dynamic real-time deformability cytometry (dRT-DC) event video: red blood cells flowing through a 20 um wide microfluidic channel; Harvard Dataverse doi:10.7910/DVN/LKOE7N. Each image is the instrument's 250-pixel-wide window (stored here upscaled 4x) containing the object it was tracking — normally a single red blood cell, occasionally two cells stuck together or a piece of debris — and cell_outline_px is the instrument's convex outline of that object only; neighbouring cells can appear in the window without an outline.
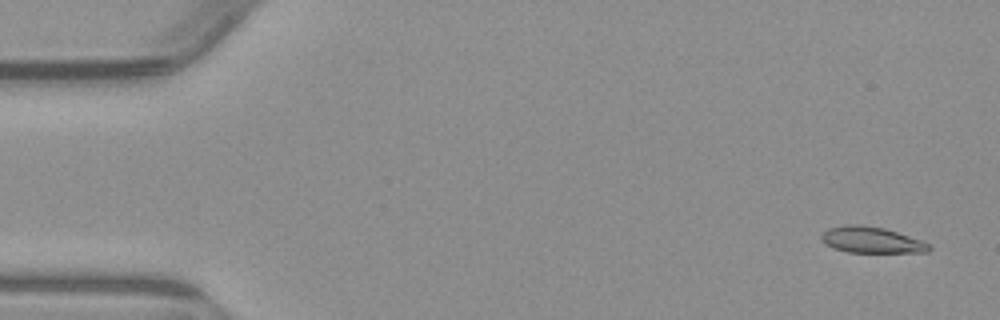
{"species": "common noctule bat (a hibernating species)", "species_latin": "Nyctalus noctula", "temperature_condition": "warm", "stored_images_in_passage": 4, "camera_frame_rate_fps": 3000, "um_per_image_px": 0.085, "animal": {"sex": "male", "body_mass_g": 23.1, "forearm_length_mm": 52.7}, "frame": {"image": 1, "passage_image": 1, "time_ms": 0.0, "image_size_px": [1000, 320], "cell_outline_px": [[932, 248], [928, 252], [848, 252], [836, 248], [828, 244], [820, 236], [828, 228], [848, 224], [860, 224], [884, 228], [920, 240], [928, 244]], "centroid_in_image_um": [74.09, 20.39], "position_along_channel_um": 10.9, "area_um2": 16.01}}
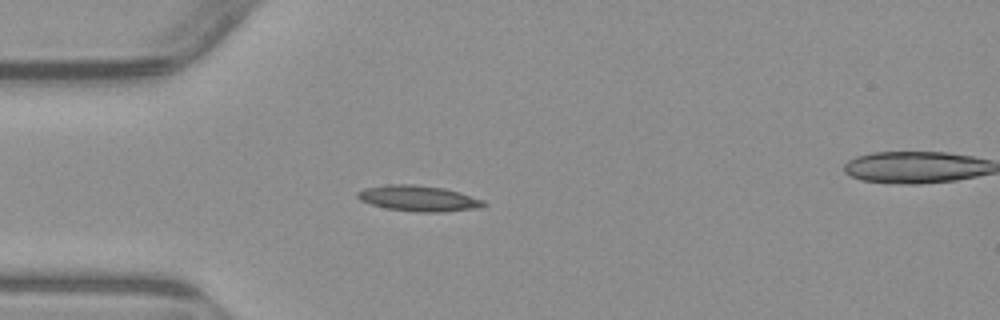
{"frame": {"image": 2, "passage_image": 3, "time_ms": 4.0, "image_size_px": [1000, 320], "cell_outline_px": [[488, 204], [480, 208], [440, 212], [416, 212], [388, 208], [372, 204], [360, 200], [356, 196], [356, 192], [364, 188], [388, 184], [412, 184], [444, 188], [460, 192], [484, 200]], "centroid_in_image_um": [35.6, 16.86], "position_along_channel_um": 49.4, "area_um2": 18.96}}